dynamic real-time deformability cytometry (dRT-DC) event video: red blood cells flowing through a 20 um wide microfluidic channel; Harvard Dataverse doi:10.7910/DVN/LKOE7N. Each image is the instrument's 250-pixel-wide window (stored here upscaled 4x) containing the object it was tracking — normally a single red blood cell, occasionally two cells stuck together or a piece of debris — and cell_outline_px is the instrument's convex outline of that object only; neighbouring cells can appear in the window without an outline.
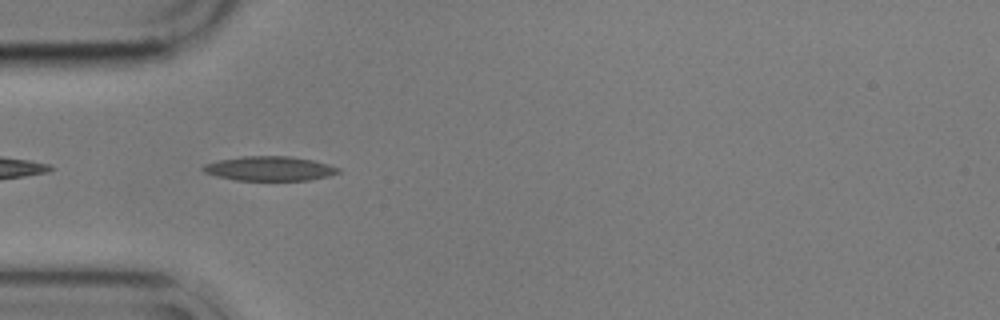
{"species": "common noctule bat (a hibernating species)", "species_latin": "Nyctalus noctula", "temperature_condition": "cold", "stored_images_in_passage": 16, "camera_frame_rate_fps": 3000, "um_per_image_px": 0.085, "animal": {"sex": "male", "body_mass_g": 17.9}, "frame": {"image": 1, "passage_image": 3, "time_ms": 0.667, "image_size_px": [1000, 320], "cell_outline_px": [[336, 172], [324, 176], [304, 180], [240, 180], [220, 176], [208, 172], [204, 168], [208, 164], [224, 160], [252, 156], [280, 156], [308, 160], [324, 164], [336, 168]], "centroid_in_image_um": [22.9, 14.34], "position_along_channel_um": 62.1, "area_um2": 17.63}}
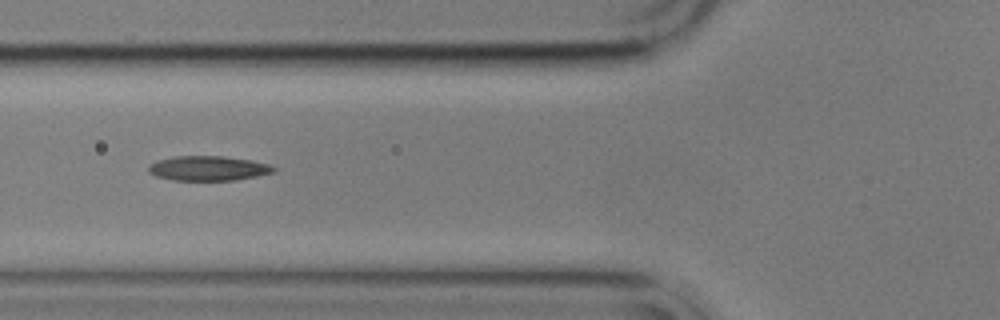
{"frame": {"image": 2, "passage_image": 7, "time_ms": 2.0, "image_size_px": [1000, 320], "cell_outline_px": [[272, 172], [252, 176], [228, 180], [176, 180], [160, 176], [152, 172], [148, 168], [152, 164], [160, 160], [180, 156], [216, 156], [248, 160], [264, 164], [272, 168]], "centroid_in_image_um": [17.64, 14.3], "position_along_channel_um": 108.2, "area_um2": 16.76}}
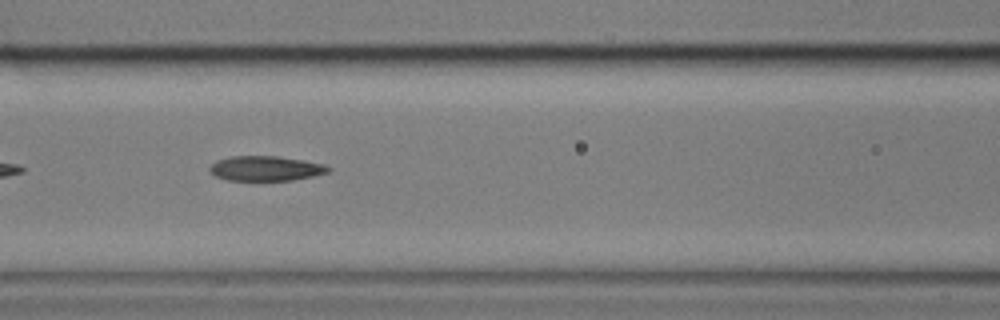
{"frame": {"image": 3, "passage_image": 10, "time_ms": 3.0, "image_size_px": [1000, 320], "cell_outline_px": [[328, 172], [288, 180], [232, 180], [216, 176], [212, 172], [212, 164], [220, 160], [236, 156], [272, 156], [296, 160], [316, 164], [328, 168]], "centroid_in_image_um": [22.49, 14.32], "position_along_channel_um": 144.1, "area_um2": 15.9}}